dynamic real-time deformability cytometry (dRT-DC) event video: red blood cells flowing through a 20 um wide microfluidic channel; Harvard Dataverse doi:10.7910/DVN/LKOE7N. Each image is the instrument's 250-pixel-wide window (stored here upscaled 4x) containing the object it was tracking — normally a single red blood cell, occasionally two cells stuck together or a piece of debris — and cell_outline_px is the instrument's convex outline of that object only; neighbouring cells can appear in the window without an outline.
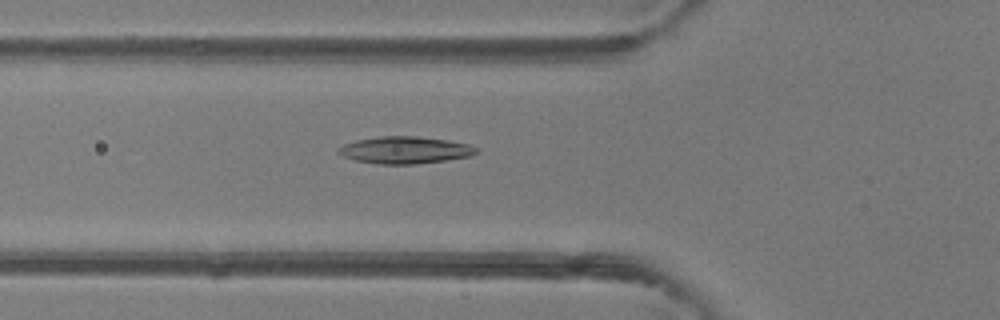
{"species": "common noctule bat (a hibernating species)", "species_latin": "Nyctalus noctula", "temperature_condition": "room temperature", "stored_images_in_passage": 33, "camera_frame_rate_fps": 3000, "um_per_image_px": 0.085, "animal": {"sex": "female"}, "frame": {"image": 1, "passage_image": 2, "time_ms": 0.333, "image_size_px": [1000, 320], "cell_outline_px": [[476, 152], [472, 156], [444, 160], [412, 164], [380, 164], [356, 160], [344, 156], [336, 152], [336, 148], [344, 144], [356, 140], [380, 136], [416, 136], [448, 140], [468, 144], [476, 148]], "centroid_in_image_um": [34.39, 12.75], "position_along_channel_um": 91.4, "area_um2": 21.56}}
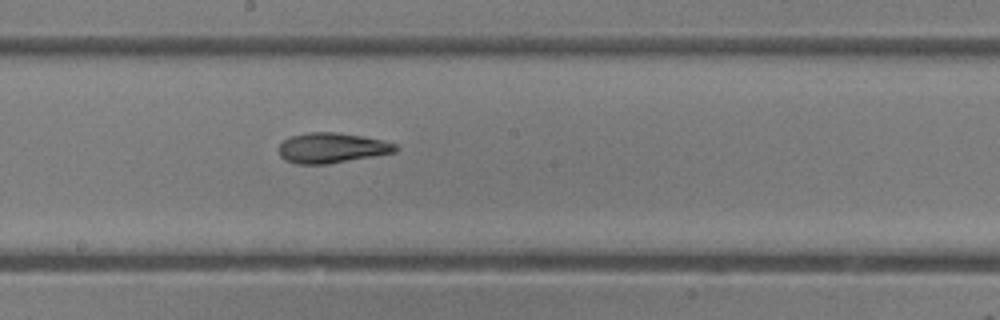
{"frame": {"image": 2, "passage_image": 11, "time_ms": 3.333, "image_size_px": [1000, 320], "cell_outline_px": [[400, 148], [396, 152], [328, 164], [296, 164], [284, 160], [280, 156], [280, 144], [284, 140], [292, 136], [308, 132], [336, 132], [364, 136], [396, 144]], "centroid_in_image_um": [28.21, 12.57], "position_along_channel_um": 220.0, "area_um2": 20.52}}
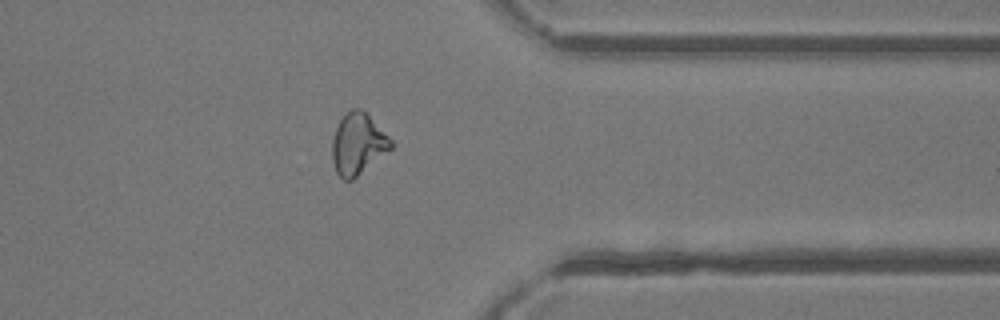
{"frame": {"image": 3, "passage_image": 23, "time_ms": 7.333, "image_size_px": [1000, 320], "cell_outline_px": [[392, 148], [352, 180], [344, 180], [336, 172], [332, 160], [332, 140], [336, 128], [340, 120], [352, 108], [364, 108], [392, 140]], "centroid_in_image_um": [30.42, 12.21], "position_along_channel_um": 381.0, "area_um2": 20.98}}